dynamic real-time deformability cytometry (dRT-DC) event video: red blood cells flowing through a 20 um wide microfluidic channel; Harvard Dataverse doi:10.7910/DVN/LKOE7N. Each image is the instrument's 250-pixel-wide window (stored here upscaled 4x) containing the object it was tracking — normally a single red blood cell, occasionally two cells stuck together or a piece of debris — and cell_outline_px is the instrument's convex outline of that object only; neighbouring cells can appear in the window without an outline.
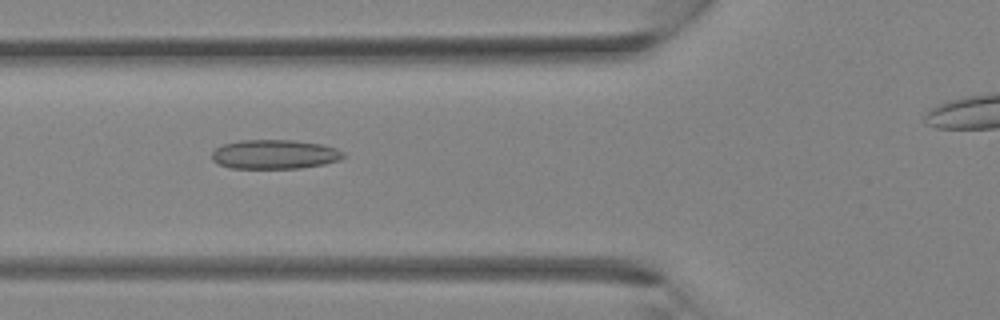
{"species": "Egyptian fruit bat (a non-hibernating species)", "species_latin": "Rousettus aegyptiacus", "temperature_condition": "room temperature", "stored_images_in_passage": 31, "camera_frame_rate_fps": 3000, "um_per_image_px": 0.085, "animal": {"sex": "female"}, "frame": {"image": 1, "passage_image": 13, "time_ms": 4.0, "image_size_px": [1000, 320], "cell_outline_px": [[348, 156], [340, 160], [324, 164], [300, 168], [232, 168], [220, 164], [212, 160], [212, 152], [216, 148], [224, 144], [240, 140], [292, 140], [320, 144], [336, 148], [344, 152]], "centroid_in_image_um": [23.38, 13.12], "position_along_channel_um": 102.4, "area_um2": 22.43}}
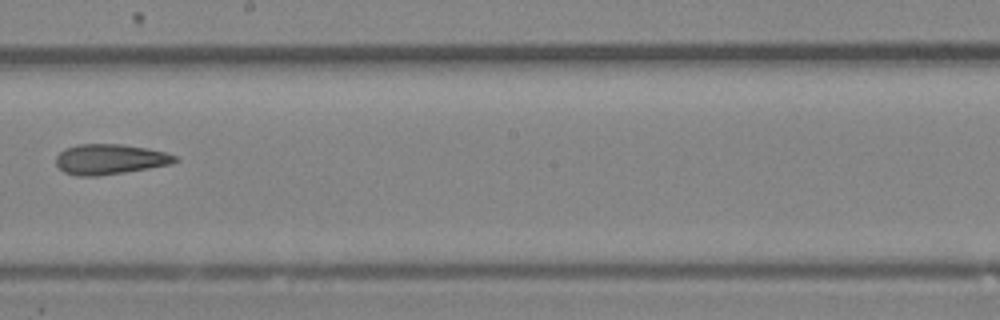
{"frame": {"image": 2, "passage_image": 20, "time_ms": 6.333, "image_size_px": [1000, 320], "cell_outline_px": [[180, 160], [172, 164], [100, 176], [76, 176], [64, 172], [56, 164], [56, 156], [64, 148], [76, 144], [120, 144], [148, 148], [164, 152], [176, 156]], "centroid_in_image_um": [9.33, 13.53], "position_along_channel_um": 238.9, "area_um2": 21.1}}
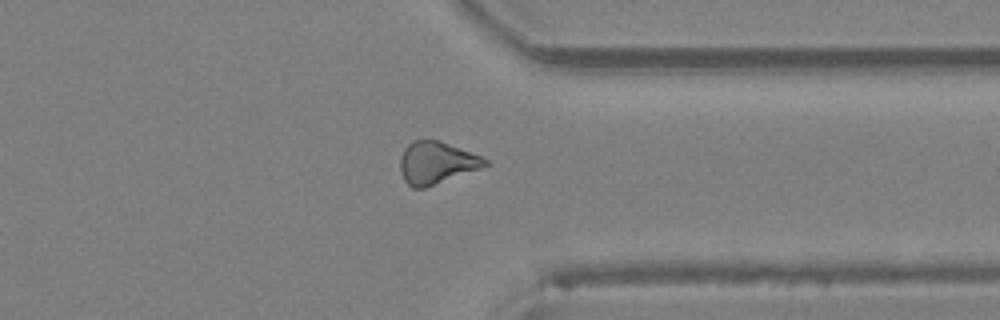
{"frame": {"image": 3, "passage_image": 27, "time_ms": 8.667, "image_size_px": [1000, 320], "cell_outline_px": [[488, 164], [480, 168], [424, 188], [412, 188], [404, 180], [400, 172], [400, 156], [404, 148], [412, 140], [440, 140], [480, 156], [488, 160]], "centroid_in_image_um": [37.05, 13.83], "position_along_channel_um": 374.4, "area_um2": 20.69}}